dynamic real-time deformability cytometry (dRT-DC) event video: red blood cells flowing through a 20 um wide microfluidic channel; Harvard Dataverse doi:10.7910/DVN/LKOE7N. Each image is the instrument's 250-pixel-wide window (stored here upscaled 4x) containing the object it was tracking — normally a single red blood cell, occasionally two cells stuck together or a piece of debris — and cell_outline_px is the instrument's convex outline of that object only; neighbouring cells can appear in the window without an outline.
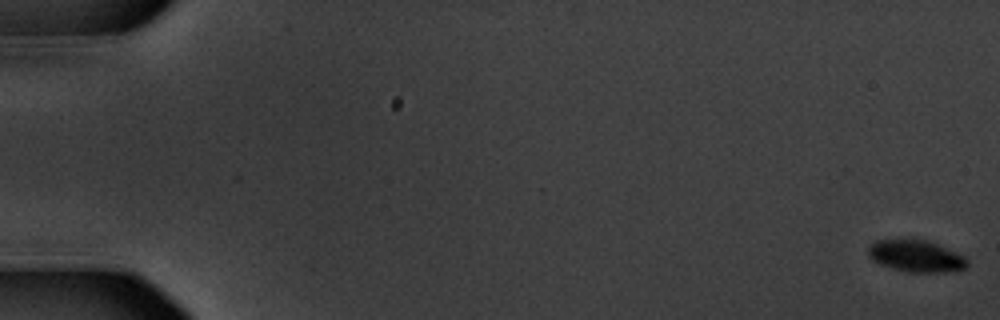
{"species": "common noctule bat (a hibernating species)", "species_latin": "Nyctalus noctula", "temperature_condition": "warm", "stored_images_in_passage": 59, "camera_frame_rate_fps": 3000, "um_per_image_px": 0.085, "animal": {"sex": "male", "body_mass_g": 20.1, "forearm_length_mm": 53.5}, "frame": {"image": 1, "passage_image": 1, "time_ms": 0.0, "image_size_px": [1000, 320], "cell_outline_px": [[968, 264], [964, 268], [948, 272], [908, 272], [892, 268], [880, 264], [872, 260], [868, 256], [868, 248], [876, 240], [924, 240], [936, 244], [964, 256], [968, 260]], "centroid_in_image_um": [77.85, 21.78], "position_along_channel_um": 7.2, "area_um2": 18.03}}
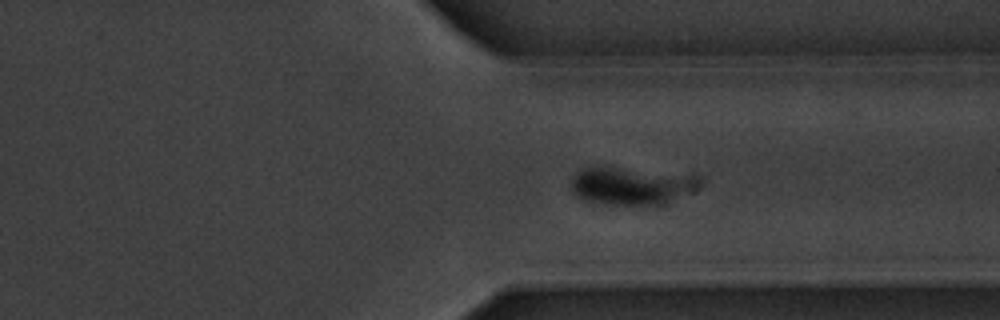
{"frame": {"image": 2, "passage_image": 45, "time_ms": 14.667, "image_size_px": [1000, 320], "cell_outline_px": [[672, 188], [660, 204], [604, 204], [588, 200], [576, 196], [572, 192], [572, 176], [576, 172], [584, 168], [600, 164], [620, 168], [672, 180]], "centroid_in_image_um": [52.64, 15.82], "position_along_channel_um": 358.8, "area_um2": 22.25}}
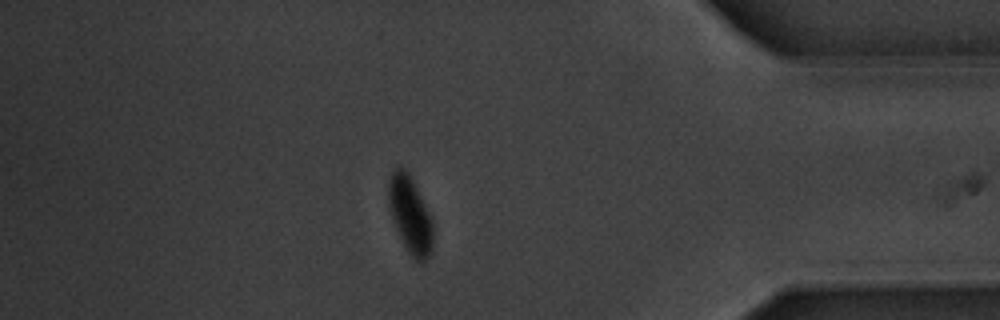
{"frame": {"image": 3, "passage_image": 51, "time_ms": 16.667, "image_size_px": [1000, 320], "cell_outline_px": [[432, 248], [428, 256], [424, 260], [416, 260], [408, 252], [400, 236], [392, 216], [388, 204], [388, 184], [392, 172], [400, 164], [408, 172], [432, 220]], "centroid_in_image_um": [34.84, 18.22], "position_along_channel_um": 400.4, "area_um2": 19.25}, "authors_computed_cell_mechanics": {"area_um2": 20.808, "velocity_mm_per_s": 3.568, "shape_relaxation_time_tau1_ms": 1.5473, "shape_relaxation_time_tau2_ms": null, "deformation_change_tau1": 0.101, "deformation_change_tau2": null}}